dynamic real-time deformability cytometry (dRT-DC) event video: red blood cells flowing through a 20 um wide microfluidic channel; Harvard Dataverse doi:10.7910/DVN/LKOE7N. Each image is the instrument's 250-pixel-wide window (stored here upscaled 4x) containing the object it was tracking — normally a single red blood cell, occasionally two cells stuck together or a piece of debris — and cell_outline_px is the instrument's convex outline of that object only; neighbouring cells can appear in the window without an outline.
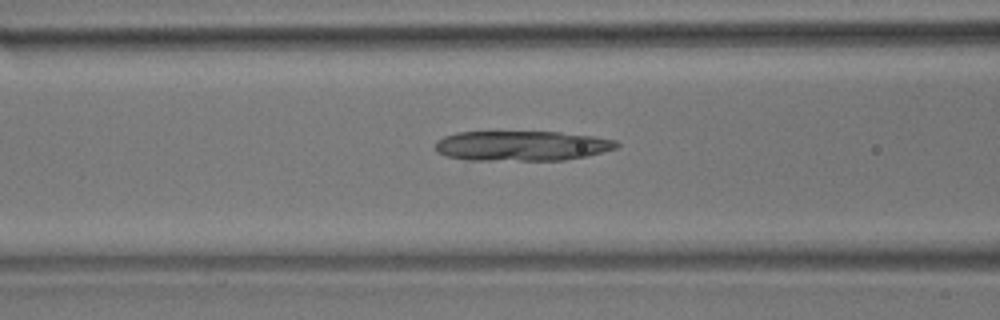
{"species": "common noctule bat (a hibernating species)", "species_latin": "Nyctalus noctula", "temperature_condition": "room temperature", "stored_images_in_passage": 19, "camera_frame_rate_fps": 3000, "um_per_image_px": 0.085, "animal": {"sex": "male", "body_mass_g": 17.9}, "frame": {"image": 1, "passage_image": 5, "time_ms": 1.333, "image_size_px": [1000, 320], "cell_outline_px": [[620, 144], [616, 148], [584, 156], [564, 160], [468, 160], [448, 156], [436, 152], [436, 140], [444, 136], [456, 132], [560, 132], [592, 136], [616, 140]], "centroid_in_image_um": [44.32, 12.39], "position_along_channel_um": 122.3, "area_um2": 31.56}}
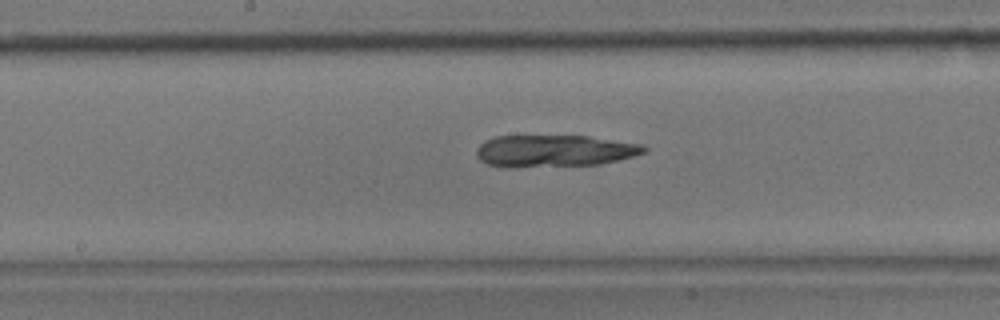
{"frame": {"image": 2, "passage_image": 11, "time_ms": 3.333, "image_size_px": [1000, 320], "cell_outline_px": [[648, 148], [644, 152], [632, 156], [600, 164], [508, 168], [488, 164], [480, 160], [476, 156], [476, 148], [484, 140], [496, 136], [588, 136], [640, 144]], "centroid_in_image_um": [47.04, 12.83], "position_along_channel_um": 201.2, "area_um2": 31.21}}
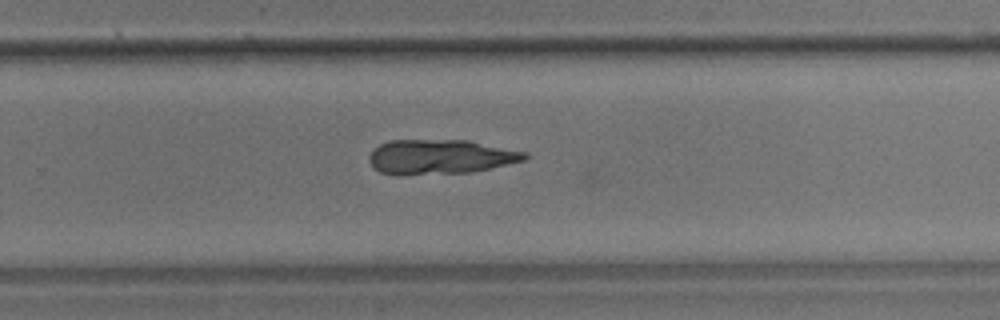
{"frame": {"image": 3, "passage_image": 18, "time_ms": 5.667, "image_size_px": [1000, 320], "cell_outline_px": [[528, 156], [524, 160], [472, 172], [396, 176], [380, 172], [368, 160], [368, 156], [380, 144], [388, 140], [468, 140], [528, 152]], "centroid_in_image_um": [37.41, 13.34], "position_along_channel_um": 292.4, "area_um2": 31.56}}